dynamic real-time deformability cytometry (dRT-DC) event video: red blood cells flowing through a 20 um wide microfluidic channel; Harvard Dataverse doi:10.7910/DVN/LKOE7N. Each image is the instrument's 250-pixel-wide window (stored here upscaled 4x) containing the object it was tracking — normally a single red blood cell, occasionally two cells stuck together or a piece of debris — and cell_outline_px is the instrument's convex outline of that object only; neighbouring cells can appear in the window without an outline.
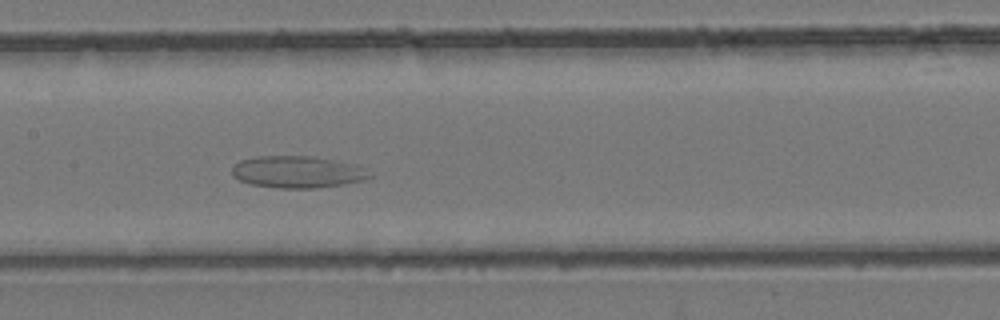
{"species": "common noctule bat (a hibernating species)", "species_latin": "Nyctalus noctula", "temperature_condition": "room temperature", "stored_images_in_passage": 31, "camera_frame_rate_fps": 3000, "um_per_image_px": 0.085, "animal": {"sex": "female", "body_mass_g": 24.6, "forearm_length_mm": 56.2}, "frame": {"image": 1, "passage_image": 15, "time_ms": 4.667, "image_size_px": [1000, 320], "cell_outline_px": [[372, 176], [364, 180], [344, 184], [316, 188], [280, 188], [248, 184], [232, 176], [232, 168], [240, 160], [256, 156], [312, 156], [352, 164], [364, 168]], "centroid_in_image_um": [25.24, 14.62], "position_along_channel_um": 182.2, "area_um2": 25.49}}
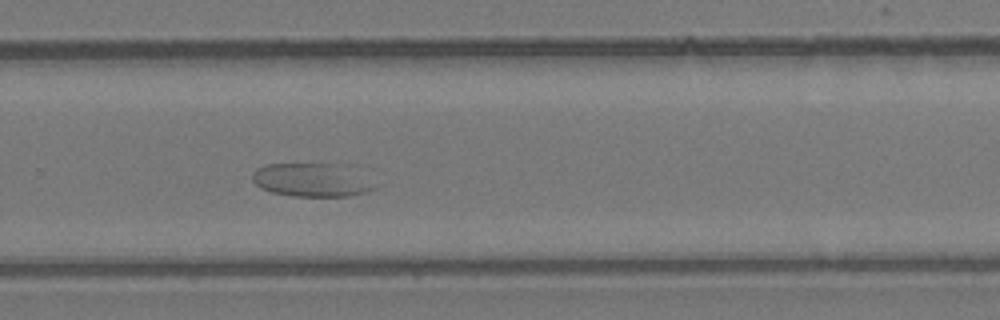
{"frame": {"image": 2, "passage_image": 22, "time_ms": 7.0, "image_size_px": [1000, 320], "cell_outline_px": [[376, 188], [368, 192], [348, 196], [292, 196], [272, 192], [260, 188], [252, 180], [252, 172], [256, 168], [264, 164], [348, 164]], "centroid_in_image_um": [26.44, 15.29], "position_along_channel_um": 303.4, "area_um2": 23.81}}
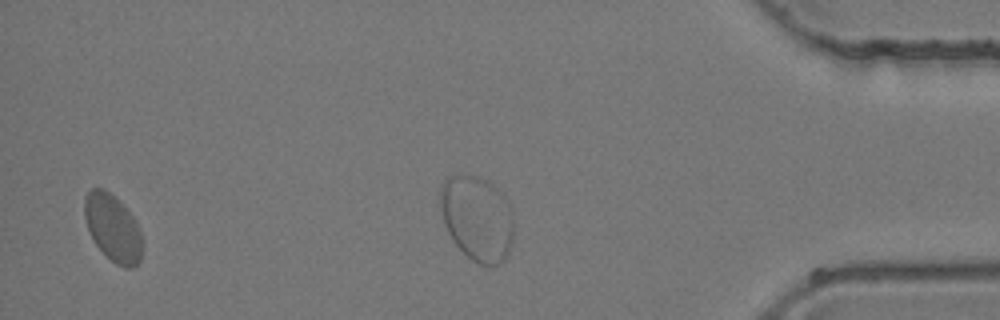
{"frame": {"image": 3, "passage_image": 29, "time_ms": 9.333, "image_size_px": [1000, 320], "cell_outline_px": [[140, 260], [132, 268], [124, 268], [116, 264], [96, 244], [88, 228], [84, 216], [84, 200], [88, 192], [92, 188], [104, 188], [132, 216], [140, 232]], "centroid_in_image_um": [9.56, 19.38], "position_along_channel_um": 425.6, "area_um2": 21.62}}